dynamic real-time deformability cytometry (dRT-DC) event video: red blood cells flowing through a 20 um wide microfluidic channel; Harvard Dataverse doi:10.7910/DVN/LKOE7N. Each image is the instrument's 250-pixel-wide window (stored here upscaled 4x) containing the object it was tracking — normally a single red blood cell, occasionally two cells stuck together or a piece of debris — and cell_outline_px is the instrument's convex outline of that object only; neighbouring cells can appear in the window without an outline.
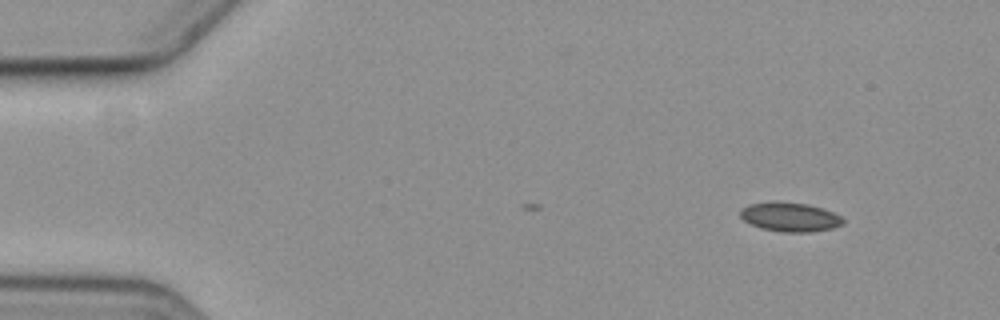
{"species": "common noctule bat (a hibernating species)", "species_latin": "Nyctalus noctula", "temperature_condition": "cold", "stored_images_in_passage": 4, "camera_frame_rate_fps": 3000, "um_per_image_px": 0.085, "animal": {"sex": "female", "body_mass_g": 19.3, "forearm_length_mm": 54.1}, "frame": {"image": 1, "passage_image": 1, "time_ms": 0.0, "image_size_px": [1000, 320], "cell_outline_px": [[844, 224], [832, 228], [812, 232], [784, 232], [760, 228], [744, 220], [740, 216], [740, 212], [744, 208], [752, 204], [808, 204], [832, 212], [840, 216], [844, 220]], "centroid_in_image_um": [67.21, 18.5], "position_along_channel_um": 17.8, "area_um2": 16.59}}
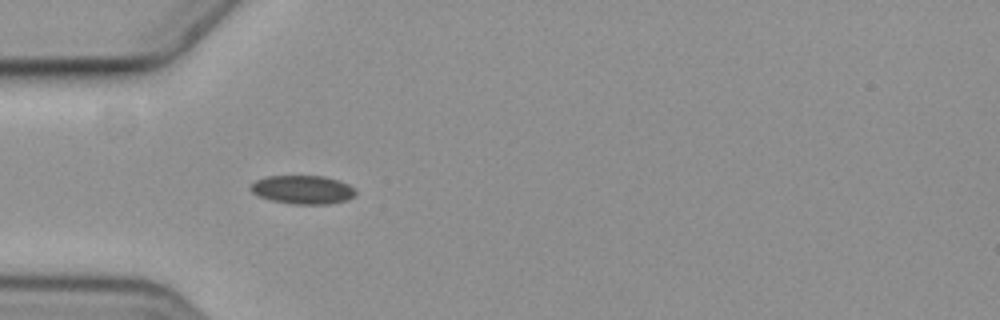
{"frame": {"image": 2, "passage_image": 4, "time_ms": 4.0, "image_size_px": [1000, 320], "cell_outline_px": [[356, 192], [348, 200], [328, 204], [292, 204], [272, 200], [260, 196], [252, 192], [252, 184], [256, 180], [268, 176], [324, 176], [348, 184]], "centroid_in_image_um": [25.74, 16.12], "position_along_channel_um": 59.3, "area_um2": 17.17}}